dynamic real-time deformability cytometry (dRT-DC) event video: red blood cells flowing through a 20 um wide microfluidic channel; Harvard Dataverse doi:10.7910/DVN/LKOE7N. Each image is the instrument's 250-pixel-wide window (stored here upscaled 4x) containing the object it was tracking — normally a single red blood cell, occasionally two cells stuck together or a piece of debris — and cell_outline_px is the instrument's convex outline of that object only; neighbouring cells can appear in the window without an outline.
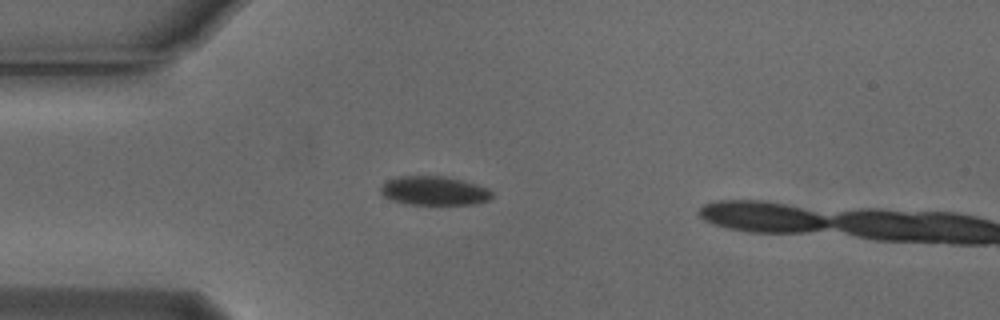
{"species": "Egyptian fruit bat (a non-hibernating species)", "species_latin": "Rousettus aegyptiacus", "temperature_condition": "cold", "stored_images_in_passage": 14, "camera_frame_rate_fps": 3000, "um_per_image_px": 0.085, "animal": {"sex": "male"}, "frame": {"image": 1, "passage_image": 12, "time_ms": 3.667, "image_size_px": [1000, 320], "cell_outline_px": [[492, 196], [488, 200], [476, 204], [404, 204], [392, 200], [384, 196], [380, 192], [380, 188], [388, 180], [400, 176], [444, 176], [476, 184], [488, 188], [492, 192]], "centroid_in_image_um": [36.9, 16.22], "position_along_channel_um": 48.1, "area_um2": 18.67}}